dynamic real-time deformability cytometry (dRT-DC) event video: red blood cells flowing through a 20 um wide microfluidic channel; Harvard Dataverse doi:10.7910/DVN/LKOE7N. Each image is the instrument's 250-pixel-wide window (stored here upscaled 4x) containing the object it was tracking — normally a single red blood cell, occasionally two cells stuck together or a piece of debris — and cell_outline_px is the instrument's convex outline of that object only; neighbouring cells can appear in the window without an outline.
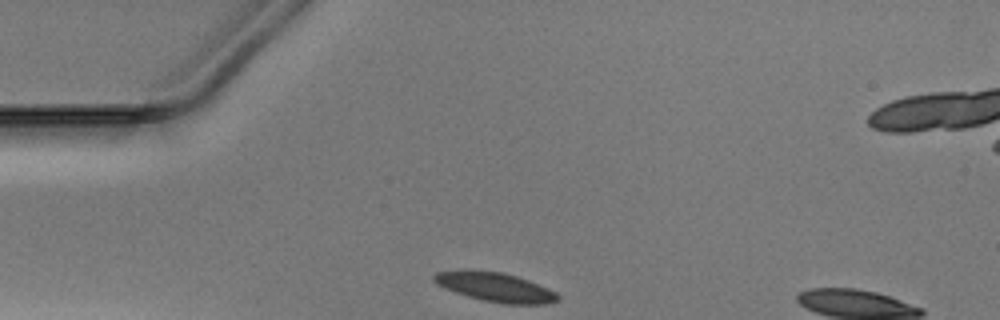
{"species": "Egyptian fruit bat (a non-hibernating species)", "species_latin": "Rousettus aegyptiacus", "temperature_condition": "warm", "stored_images_in_passage": 28, "camera_frame_rate_fps": 3000, "um_per_image_px": 0.085, "animal": {"sex": "male"}, "frame": {"image": 1, "passage_image": 1, "time_ms": 0.0, "image_size_px": [1000, 320], "cell_outline_px": [[560, 300], [548, 304], [504, 304], [480, 300], [444, 288], [436, 284], [432, 280], [432, 276], [436, 272], [500, 272], [516, 276], [528, 280], [548, 288], [556, 292], [560, 296]], "centroid_in_image_um": [42.17, 24.45], "position_along_channel_um": 42.8, "area_um2": 20.58}}
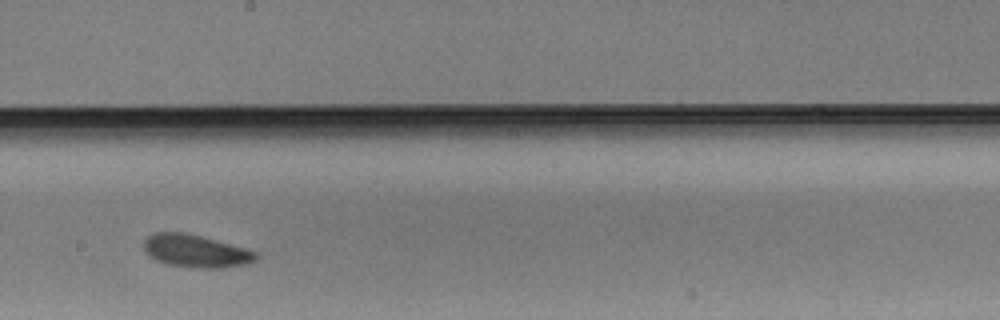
{"frame": {"image": 2, "passage_image": 17, "time_ms": 5.333, "image_size_px": [1000, 320], "cell_outline_px": [[256, 260], [248, 264], [220, 268], [200, 268], [164, 264], [148, 256], [144, 248], [144, 240], [152, 232], [184, 232], [200, 236], [244, 248], [256, 252]], "centroid_in_image_um": [16.59, 21.34], "position_along_channel_um": 231.6, "area_um2": 21.27}}
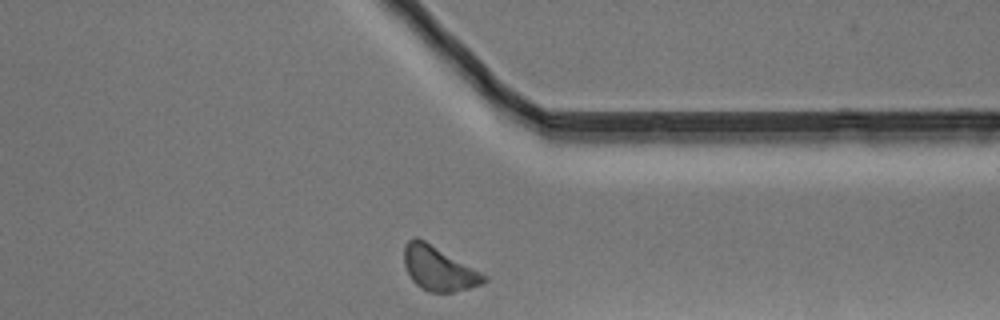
{"frame": {"image": 3, "passage_image": 28, "time_ms": 9.0, "image_size_px": [1000, 320], "cell_outline_px": [[488, 280], [484, 284], [452, 292], [428, 292], [420, 288], [412, 280], [404, 264], [404, 244], [412, 236], [416, 236], [424, 240], [488, 276]], "centroid_in_image_um": [37.27, 22.82], "position_along_channel_um": 374.1, "area_um2": 20.52}}